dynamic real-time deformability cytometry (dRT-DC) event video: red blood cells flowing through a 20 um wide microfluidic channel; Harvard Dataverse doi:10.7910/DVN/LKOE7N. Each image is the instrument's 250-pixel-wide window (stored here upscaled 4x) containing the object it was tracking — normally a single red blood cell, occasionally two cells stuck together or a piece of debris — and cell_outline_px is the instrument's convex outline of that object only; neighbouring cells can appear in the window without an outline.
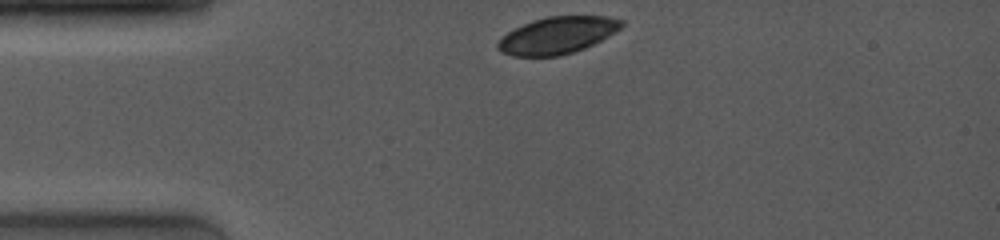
{"species": "common noctule bat (a hibernating species)", "species_latin": "Nyctalus noctula", "temperature_condition": "room temperature", "stored_images_in_passage": 5, "camera_frame_rate_fps": 4000, "um_per_image_px": 0.085, "animal": {"sex": "female", "body_mass_g": 19.0, "forearm_length_mm": 53.3}, "frame": {"image": 1, "passage_image": 1, "time_ms": 0.0, "image_size_px": [1000, 240], "cell_outline_px": [[624, 24], [620, 28], [608, 36], [584, 48], [560, 56], [512, 56], [500, 52], [496, 48], [496, 44], [500, 36], [532, 20], [548, 16], [608, 16], [624, 20]], "centroid_in_image_um": [47.34, 3.0], "position_along_channel_um": 37.7, "area_um2": 26.65}}